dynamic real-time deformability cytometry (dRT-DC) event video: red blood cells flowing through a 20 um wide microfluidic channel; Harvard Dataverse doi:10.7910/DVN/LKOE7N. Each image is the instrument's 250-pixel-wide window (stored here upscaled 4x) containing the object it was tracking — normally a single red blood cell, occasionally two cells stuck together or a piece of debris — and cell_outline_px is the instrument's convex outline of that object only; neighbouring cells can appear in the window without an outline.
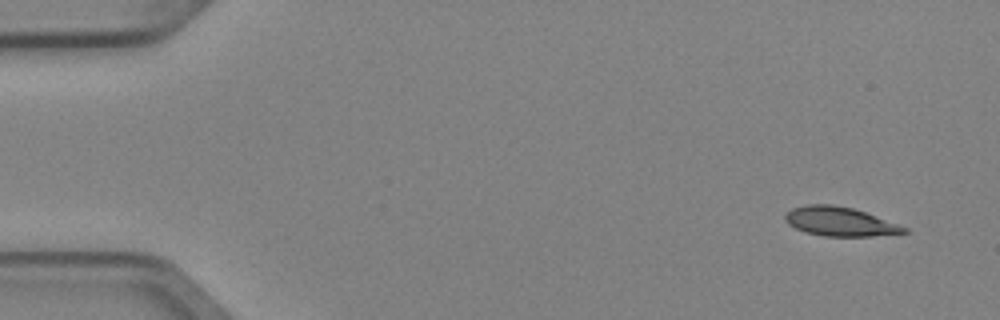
{"species": "Egyptian fruit bat (a non-hibernating species)", "species_latin": "Rousettus aegyptiacus", "temperature_condition": "cold", "stored_images_in_passage": 7, "camera_frame_rate_fps": 3000, "um_per_image_px": 0.085, "animal": {"sex": "female"}, "frame": {"image": 1, "passage_image": 1, "time_ms": 0.0, "image_size_px": [1000, 320], "cell_outline_px": [[908, 232], [872, 236], [824, 236], [804, 232], [788, 224], [784, 220], [784, 216], [792, 208], [808, 204], [832, 204], [852, 208], [864, 212], [908, 228]], "centroid_in_image_um": [71.34, 18.83], "position_along_channel_um": 13.7, "area_um2": 19.94}}
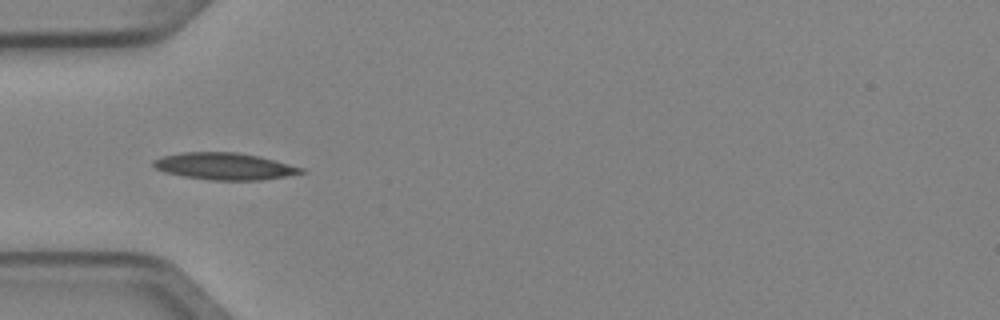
{"frame": {"image": 2, "passage_image": 4, "time_ms": 1.0, "image_size_px": [1000, 320], "cell_outline_px": [[308, 172], [260, 180], [212, 180], [184, 176], [164, 172], [156, 168], [152, 164], [152, 160], [164, 156], [184, 152], [236, 152], [260, 156], [304, 168]], "centroid_in_image_um": [19.1, 14.13], "position_along_channel_um": 65.9, "area_um2": 23.06}}
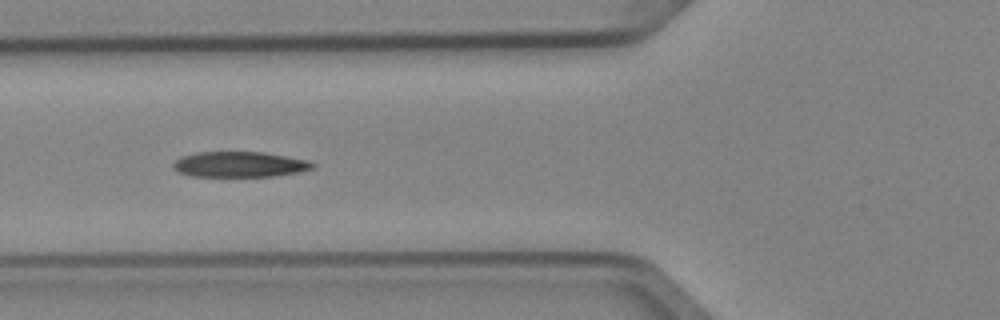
{"frame": {"image": 3, "passage_image": 5, "time_ms": 1.333, "image_size_px": [1000, 320], "cell_outline_px": [[316, 168], [300, 172], [276, 176], [192, 176], [180, 172], [172, 168], [172, 164], [180, 156], [196, 152], [264, 152], [308, 160], [316, 164]], "centroid_in_image_um": [20.4, 13.97], "position_along_channel_um": 105.4, "area_um2": 20.87}}